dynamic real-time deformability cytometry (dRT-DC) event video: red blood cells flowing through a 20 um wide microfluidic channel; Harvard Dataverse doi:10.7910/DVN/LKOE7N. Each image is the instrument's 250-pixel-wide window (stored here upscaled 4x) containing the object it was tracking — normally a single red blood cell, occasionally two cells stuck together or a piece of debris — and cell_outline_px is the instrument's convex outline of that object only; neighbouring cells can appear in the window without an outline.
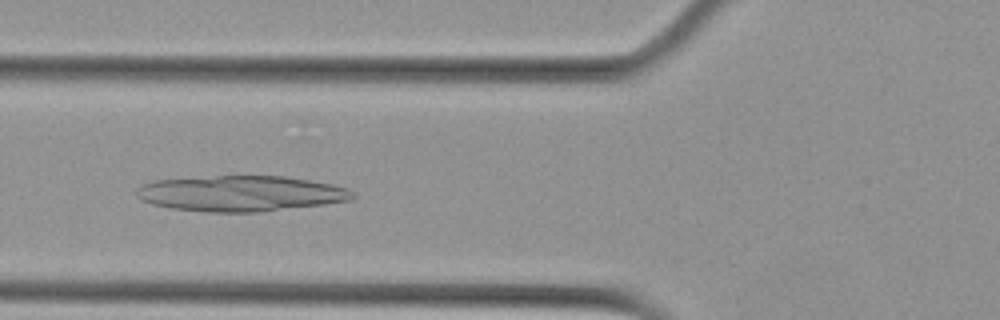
{"species": "Egyptian fruit bat (a non-hibernating species)", "species_latin": "Rousettus aegyptiacus", "temperature_condition": "cold", "stored_images_in_passage": 5, "camera_frame_rate_fps": 3000, "um_per_image_px": 0.085, "animal": {"sex": "female"}, "frame": {"image": 1, "passage_image": 4, "time_ms": 1.0, "image_size_px": [1000, 320], "cell_outline_px": [[356, 196], [352, 200], [324, 204], [260, 212], [208, 212], [172, 208], [152, 204], [140, 200], [136, 196], [136, 188], [140, 184], [156, 180], [216, 176], [284, 176], [332, 184], [348, 188], [356, 192]], "centroid_in_image_um": [20.47, 16.45], "position_along_channel_um": 105.3, "area_um2": 45.08}}
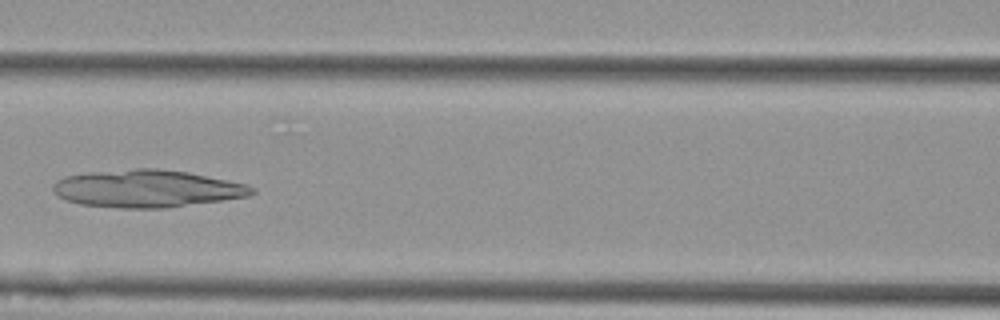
{"frame": {"image": 2, "passage_image": 5, "time_ms": 1.333, "image_size_px": [1000, 320], "cell_outline_px": [[256, 192], [248, 196], [164, 208], [120, 208], [80, 204], [68, 200], [60, 196], [52, 188], [52, 184], [56, 180], [64, 176], [88, 172], [136, 168], [156, 168], [188, 172], [248, 184], [256, 188]], "centroid_in_image_um": [12.49, 16.02], "position_along_channel_um": 154.1, "area_um2": 43.35}}